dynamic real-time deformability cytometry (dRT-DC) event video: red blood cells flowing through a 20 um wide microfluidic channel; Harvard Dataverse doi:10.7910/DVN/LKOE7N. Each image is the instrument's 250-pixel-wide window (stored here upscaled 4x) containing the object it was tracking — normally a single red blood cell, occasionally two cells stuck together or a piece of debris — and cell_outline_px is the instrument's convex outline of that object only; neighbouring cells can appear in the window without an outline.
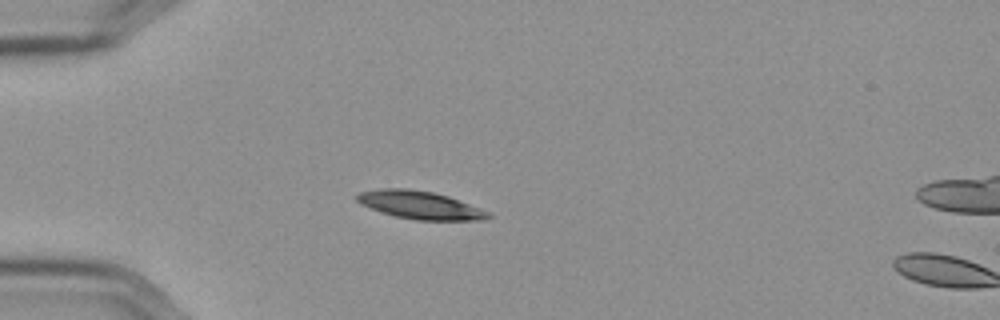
{"species": "Egyptian fruit bat (a non-hibernating species)", "species_latin": "Rousettus aegyptiacus", "temperature_condition": "cold", "stored_images_in_passage": 15, "camera_frame_rate_fps": 3000, "um_per_image_px": 0.085, "frame": {"image": 1, "passage_image": 13, "time_ms": 4.0, "image_size_px": [1000, 320], "cell_outline_px": [[492, 216], [484, 220], [416, 220], [396, 216], [380, 212], [360, 204], [356, 200], [356, 196], [360, 192], [380, 188], [408, 188], [432, 192], [448, 196], [480, 208], [488, 212]], "centroid_in_image_um": [35.67, 17.43], "position_along_channel_um": 49.3, "area_um2": 21.33}}